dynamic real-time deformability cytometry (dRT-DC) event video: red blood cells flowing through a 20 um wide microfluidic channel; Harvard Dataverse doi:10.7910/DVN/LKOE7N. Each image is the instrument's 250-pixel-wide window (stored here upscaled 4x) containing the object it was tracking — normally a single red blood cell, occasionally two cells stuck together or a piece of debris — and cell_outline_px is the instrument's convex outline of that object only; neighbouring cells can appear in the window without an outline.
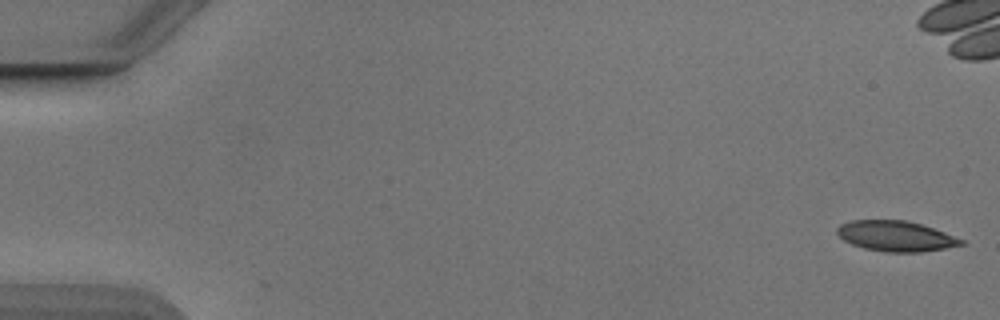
{"species": "Egyptian fruit bat (a non-hibernating species)", "species_latin": "Rousettus aegyptiacus", "temperature_condition": "cold", "stored_images_in_passage": 50, "camera_frame_rate_fps": 3000, "um_per_image_px": 0.085, "animal": {"sex": "male"}, "frame": {"image": 1, "passage_image": 1, "time_ms": 0.0, "image_size_px": [1000, 320], "cell_outline_px": [[968, 244], [920, 252], [884, 252], [864, 248], [852, 244], [844, 240], [836, 232], [836, 228], [840, 224], [852, 220], [904, 220], [920, 224], [944, 232], [964, 240]], "centroid_in_image_um": [76.14, 20.07], "position_along_channel_um": 8.9, "area_um2": 21.91}}
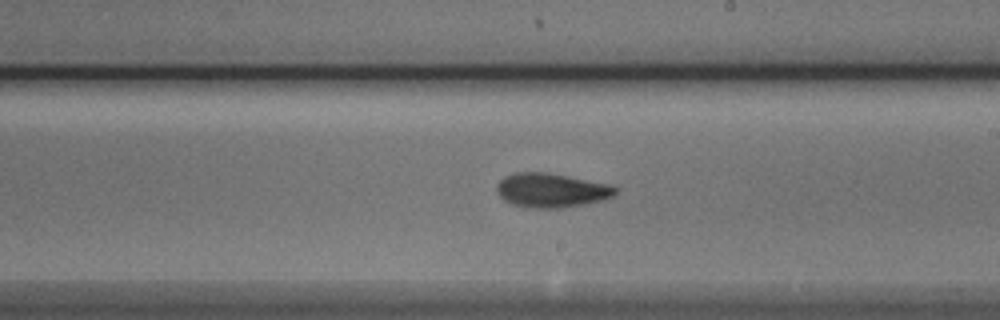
{"frame": {"image": 2, "passage_image": 31, "time_ms": 10.0, "image_size_px": [1000, 320], "cell_outline_px": [[620, 188], [612, 196], [600, 200], [584, 204], [560, 208], [532, 208], [512, 204], [504, 200], [496, 192], [496, 184], [504, 176], [516, 172], [544, 172], [568, 176], [612, 184]], "centroid_in_image_um": [46.86, 16.16], "position_along_channel_um": 242.1, "area_um2": 23.76}}
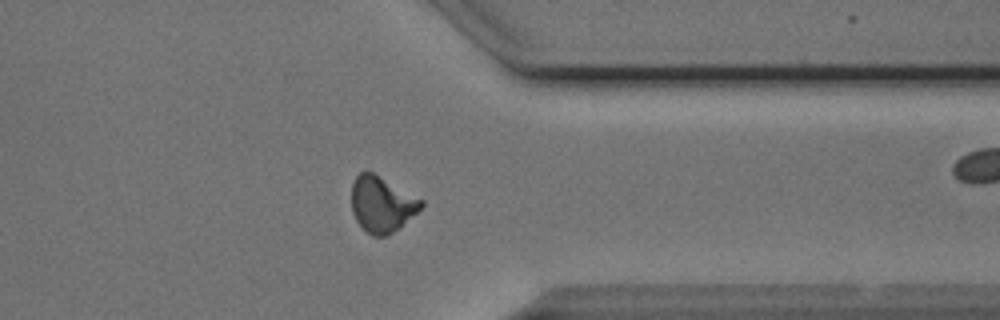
{"frame": {"image": 3, "passage_image": 42, "time_ms": 13.667, "image_size_px": [1000, 320], "cell_outline_px": [[424, 204], [400, 228], [388, 236], [372, 236], [356, 220], [352, 212], [352, 180], [360, 172], [372, 172], [424, 200]], "centroid_in_image_um": [32.45, 17.36], "position_along_channel_um": 379.0, "area_um2": 22.48}}